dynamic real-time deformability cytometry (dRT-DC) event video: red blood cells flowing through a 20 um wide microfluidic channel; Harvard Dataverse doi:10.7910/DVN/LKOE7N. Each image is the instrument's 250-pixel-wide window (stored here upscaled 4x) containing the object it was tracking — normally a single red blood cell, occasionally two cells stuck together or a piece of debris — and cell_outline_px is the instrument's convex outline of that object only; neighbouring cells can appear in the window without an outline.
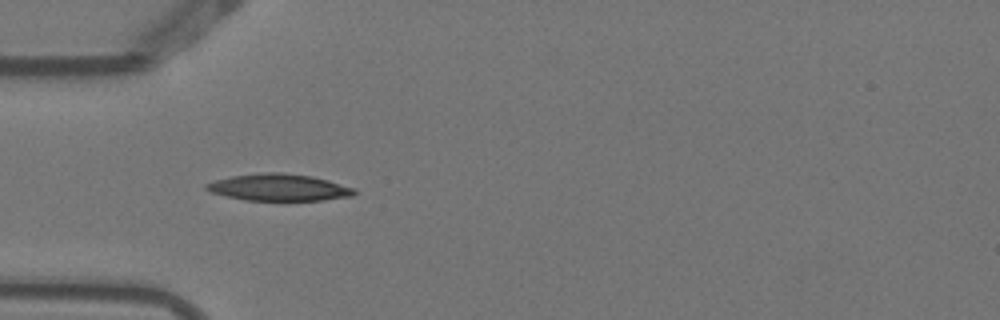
{"species": "Egyptian fruit bat (a non-hibernating species)", "species_latin": "Rousettus aegyptiacus", "temperature_condition": "warm", "stored_images_in_passage": 2, "camera_frame_rate_fps": 3000, "um_per_image_px": 0.085, "animal": {"sex": "female"}, "frame": {"image": 1, "passage_image": 1, "time_ms": 0.0, "image_size_px": [1000, 320], "cell_outline_px": [[356, 192], [352, 196], [324, 200], [244, 200], [212, 192], [204, 188], [204, 184], [216, 180], [232, 176], [268, 172], [280, 172], [312, 176], [328, 180], [356, 188]], "centroid_in_image_um": [23.74, 15.93], "position_along_channel_um": 61.3, "area_um2": 23.0}}
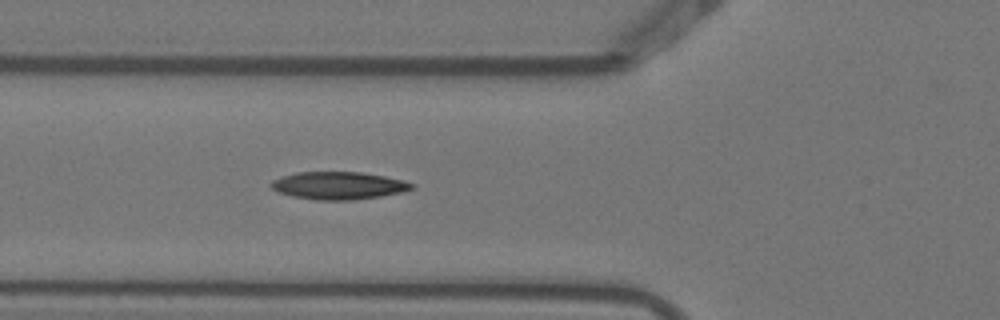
{"frame": {"image": 2, "passage_image": 2, "time_ms": 0.333, "image_size_px": [1000, 320], "cell_outline_px": [[416, 188], [400, 192], [380, 196], [352, 200], [316, 200], [292, 196], [276, 192], [272, 188], [272, 180], [296, 172], [364, 172], [404, 180], [416, 184]], "centroid_in_image_um": [28.81, 15.77], "position_along_channel_um": 97.0, "area_um2": 22.66}}